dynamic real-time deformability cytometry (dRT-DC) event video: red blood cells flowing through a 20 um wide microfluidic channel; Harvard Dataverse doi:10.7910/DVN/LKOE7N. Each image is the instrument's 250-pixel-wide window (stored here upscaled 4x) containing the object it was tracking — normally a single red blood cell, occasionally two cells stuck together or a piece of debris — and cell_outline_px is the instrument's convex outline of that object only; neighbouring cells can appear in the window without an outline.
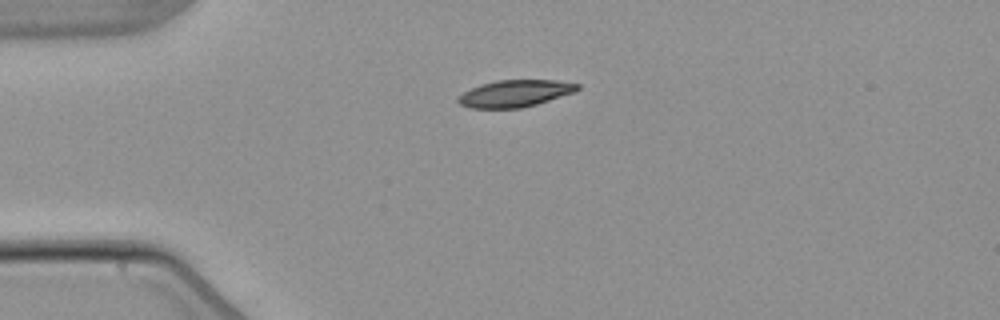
{"species": "common noctule bat (a hibernating species)", "species_latin": "Nyctalus noctula", "temperature_condition": "warm", "stored_images_in_passage": 5, "camera_frame_rate_fps": 3000, "um_per_image_px": 0.085, "animal": {"sex": "male", "body_mass_g": 21.5, "forearm_length_mm": 52.0}, "frame": {"image": 1, "passage_image": 5, "time_ms": 5.667, "image_size_px": [1000, 320], "cell_outline_px": [[580, 88], [576, 92], [536, 104], [520, 108], [468, 108], [460, 104], [456, 100], [456, 96], [480, 84], [496, 80], [556, 80], [580, 84]], "centroid_in_image_um": [43.76, 7.94], "position_along_channel_um": 41.2, "area_um2": 18.84}}